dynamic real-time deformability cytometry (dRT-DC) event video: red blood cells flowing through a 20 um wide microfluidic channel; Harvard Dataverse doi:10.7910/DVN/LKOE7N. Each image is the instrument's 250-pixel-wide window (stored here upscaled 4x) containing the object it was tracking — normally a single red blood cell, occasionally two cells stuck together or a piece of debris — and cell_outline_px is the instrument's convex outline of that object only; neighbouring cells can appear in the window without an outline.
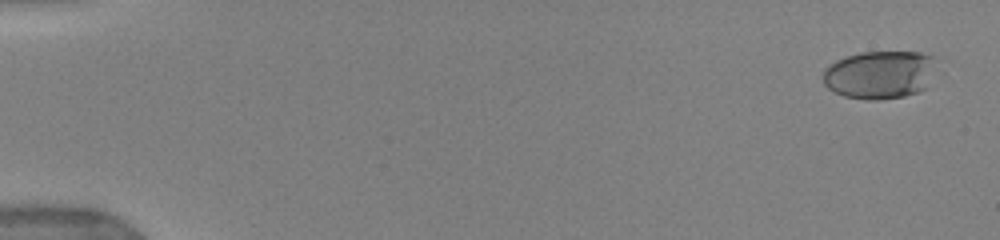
{"species": "human", "species_latin": "Homo sapiens", "temperature_condition": "warm", "stored_images_in_passage": 42, "camera_frame_rate_fps": 3000, "um_per_image_px": 0.085, "donor": {"sex": "female"}, "frame": {"image": 1, "passage_image": 2, "time_ms": 0.667, "image_size_px": [1000, 240], "cell_outline_px": [[932, 56], [924, 88], [920, 92], [904, 96], [876, 100], [868, 100], [844, 96], [828, 88], [824, 84], [824, 68], [828, 64], [844, 56], [860, 52], [920, 52]], "centroid_in_image_um": [74.64, 6.35], "position_along_channel_um": 10.4, "area_um2": 31.04}}
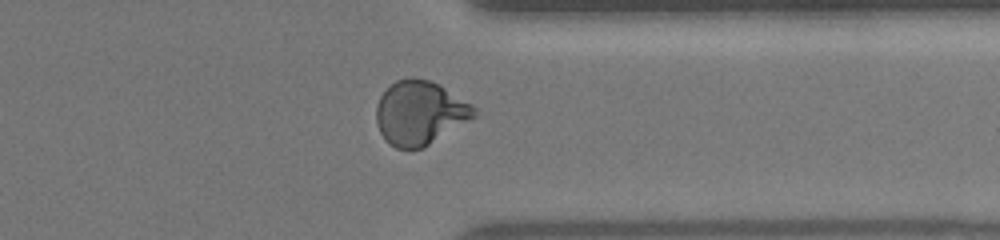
{"frame": {"image": 2, "passage_image": 34, "time_ms": 14.0, "image_size_px": [1000, 240], "cell_outline_px": [[476, 116], [424, 148], [396, 148], [388, 144], [380, 132], [376, 124], [376, 104], [380, 96], [396, 80], [408, 76], [412, 76], [428, 80], [440, 84], [472, 104], [476, 108]], "centroid_in_image_um": [35.68, 9.58], "position_along_channel_um": 375.7, "area_um2": 36.7}}
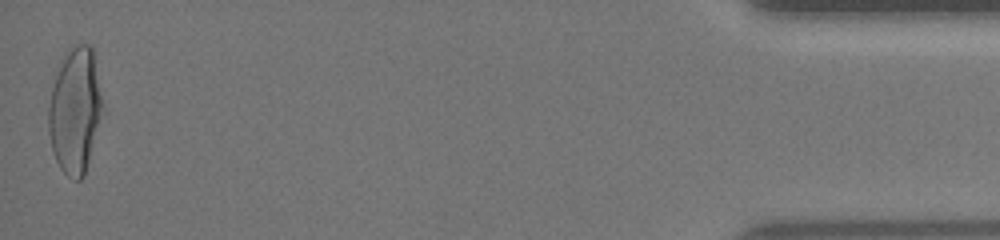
{"frame": {"image": 3, "passage_image": 42, "time_ms": 17.333, "image_size_px": [1000, 240], "cell_outline_px": [[104, 108], [84, 176], [80, 180], [76, 180], [68, 176], [60, 168], [56, 160], [52, 148], [48, 132], [48, 108], [52, 88], [56, 76], [72, 44], [88, 44], [92, 48]], "centroid_in_image_um": [6.39, 9.43], "position_along_channel_um": 428.8, "area_um2": 39.02}, "authors_computed_cell_mechanics": {"area_um2": 35.6915, "velocity_mm_per_s": 3.9452, "shape_relaxation_time_tau1_ms": 3.9281, "shape_relaxation_time_tau2_ms": null, "deformation_change_tau1": 0.192, "deformation_change_tau2": null}}